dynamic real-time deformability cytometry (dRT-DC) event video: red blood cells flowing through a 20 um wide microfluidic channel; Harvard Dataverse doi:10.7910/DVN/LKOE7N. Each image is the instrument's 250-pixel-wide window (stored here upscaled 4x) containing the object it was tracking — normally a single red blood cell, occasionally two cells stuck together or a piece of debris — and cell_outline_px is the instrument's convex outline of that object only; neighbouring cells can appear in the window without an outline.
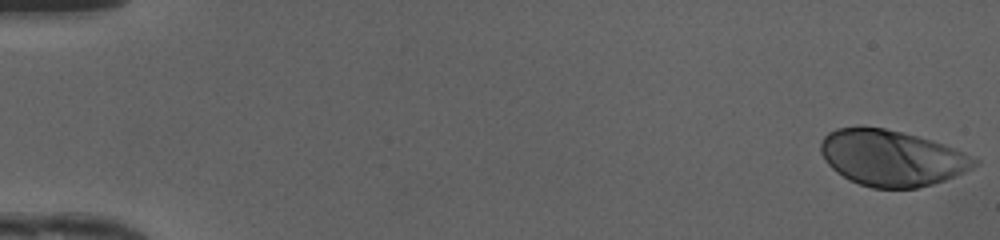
{"species": "human", "species_latin": "Homo sapiens", "temperature_condition": "cold", "stored_images_in_passage": 49, "camera_frame_rate_fps": 3000, "um_per_image_px": 0.085, "donor": {"sex": "female"}, "frame": {"image": 1, "passage_image": 1, "time_ms": 0.0, "image_size_px": [1000, 240], "cell_outline_px": [[980, 164], [956, 176], [932, 184], [916, 188], [872, 188], [848, 180], [836, 172], [828, 164], [820, 152], [820, 144], [824, 136], [828, 132], [836, 128], [864, 124], [884, 128], [916, 136], [944, 144], [964, 152], [980, 160]], "centroid_in_image_um": [75.77, 13.41], "position_along_channel_um": 9.2, "area_um2": 50.58}}
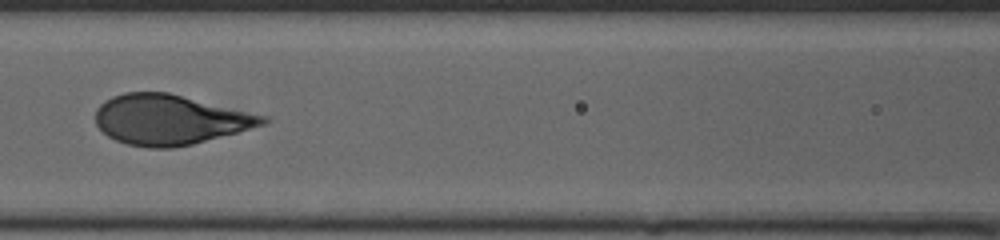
{"frame": {"image": 2, "passage_image": 23, "time_ms": 7.333, "image_size_px": [1000, 240], "cell_outline_px": [[272, 120], [264, 124], [236, 132], [192, 144], [172, 148], [148, 148], [128, 144], [116, 140], [108, 136], [96, 124], [96, 108], [104, 100], [112, 96], [124, 92], [168, 92], [268, 116]], "centroid_in_image_um": [14.42, 10.16], "position_along_channel_um": 152.2, "area_um2": 48.61}}
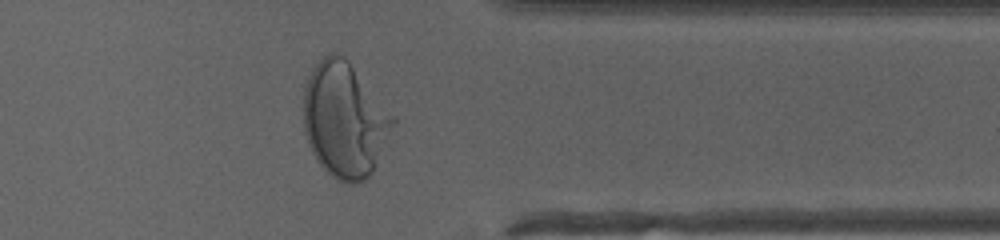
{"frame": {"image": 3, "passage_image": 40, "time_ms": 13.0, "image_size_px": [1000, 240], "cell_outline_px": [[396, 124], [372, 172], [360, 184], [344, 184], [336, 180], [316, 160], [308, 144], [304, 132], [304, 88], [308, 76], [312, 68], [328, 52], [332, 52], [344, 56], [348, 60], [396, 116]], "centroid_in_image_um": [29.31, 10.2], "position_along_channel_um": 382.1, "area_um2": 60.46}, "authors_computed_cell_mechanics": {"area_um2": 49.5346, "velocity_mm_per_s": 4.1553, "shape_relaxation_time_tau1_ms": 3.4254, "shape_relaxation_time_tau2_ms": null, "deformation_change_tau1": 0.2103, "deformation_change_tau2": null}}